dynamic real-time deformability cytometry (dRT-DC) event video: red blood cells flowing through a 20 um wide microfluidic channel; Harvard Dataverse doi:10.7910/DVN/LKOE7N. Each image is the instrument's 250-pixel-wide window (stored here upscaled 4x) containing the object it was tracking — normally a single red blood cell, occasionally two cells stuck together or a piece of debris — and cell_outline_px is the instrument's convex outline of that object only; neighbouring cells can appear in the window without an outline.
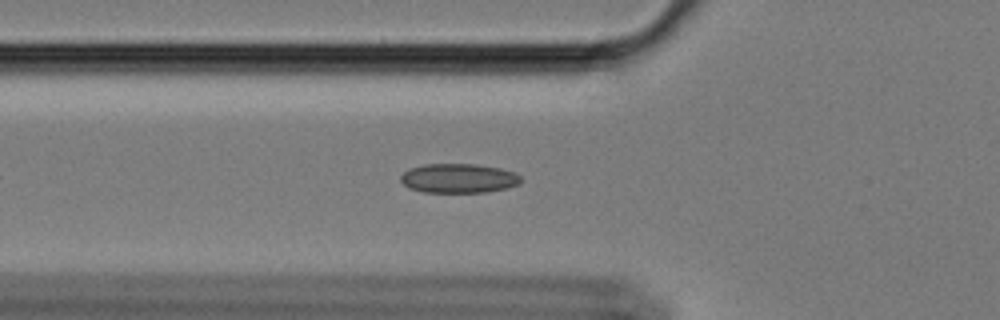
{"species": "Egyptian fruit bat (a non-hibernating species)", "species_latin": "Rousettus aegyptiacus", "temperature_condition": "cold", "stored_images_in_passage": 23, "camera_frame_rate_fps": 3000, "um_per_image_px": 0.085, "animal": {"sex": "female"}, "frame": {"image": 1, "passage_image": 7, "time_ms": 2.0, "image_size_px": [1000, 320], "cell_outline_px": [[524, 180], [520, 184], [508, 188], [488, 192], [424, 192], [408, 188], [400, 180], [400, 176], [408, 168], [424, 164], [476, 164], [500, 168], [516, 172]], "centroid_in_image_um": [39.01, 15.15], "position_along_channel_um": 86.8, "area_um2": 20.87}}
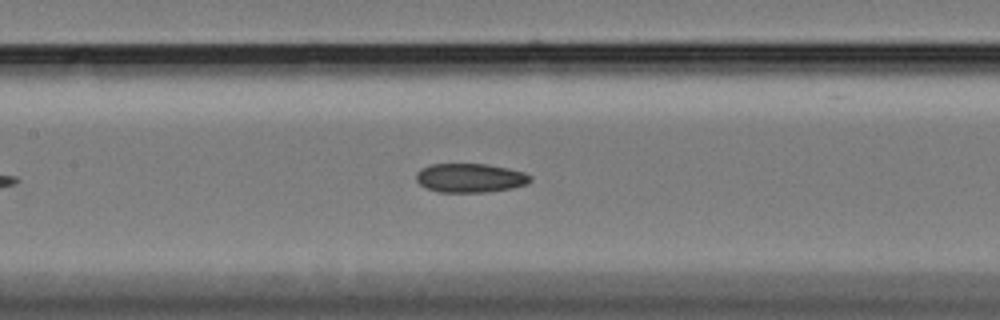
{"frame": {"image": 2, "passage_image": 14, "time_ms": 4.333, "image_size_px": [1000, 320], "cell_outline_px": [[532, 180], [528, 184], [512, 188], [488, 192], [440, 192], [428, 188], [420, 184], [416, 180], [416, 172], [420, 168], [432, 164], [488, 164], [508, 168], [524, 172], [532, 176]], "centroid_in_image_um": [39.99, 15.12], "position_along_channel_um": 167.4, "area_um2": 19.42}}
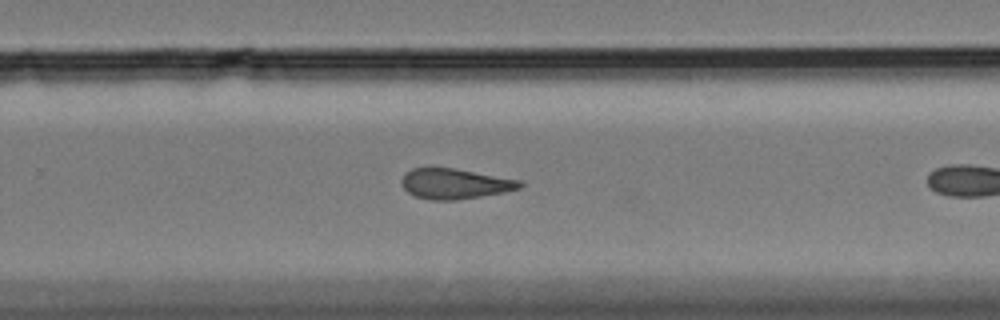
{"frame": {"image": 3, "passage_image": 21, "time_ms": 6.667, "image_size_px": [1000, 320], "cell_outline_px": [[524, 184], [520, 188], [504, 192], [456, 200], [428, 200], [416, 196], [408, 192], [404, 188], [400, 180], [404, 172], [412, 168], [452, 168], [524, 180]], "centroid_in_image_um": [38.67, 15.61], "position_along_channel_um": 291.1, "area_um2": 20.98}}